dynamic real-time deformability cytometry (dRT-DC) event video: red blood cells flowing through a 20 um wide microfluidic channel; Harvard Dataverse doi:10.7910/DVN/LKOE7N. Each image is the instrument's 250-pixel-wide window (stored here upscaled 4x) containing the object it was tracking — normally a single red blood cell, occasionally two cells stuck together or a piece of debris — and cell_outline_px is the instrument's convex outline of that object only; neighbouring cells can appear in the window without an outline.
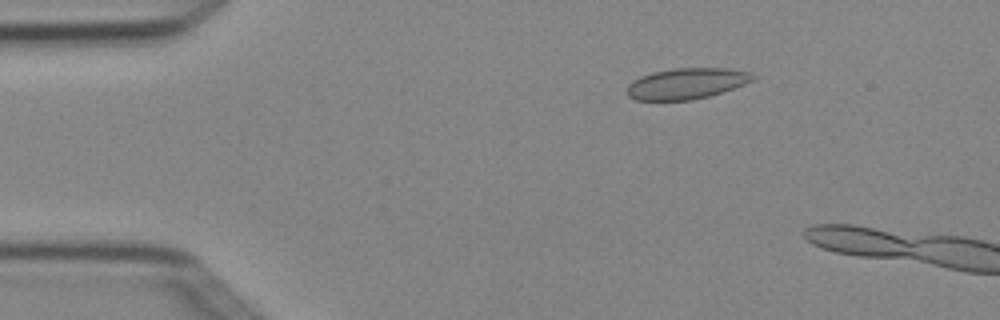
{"species": "Egyptian fruit bat (a non-hibernating species)", "species_latin": "Rousettus aegyptiacus", "temperature_condition": "cold", "stored_images_in_passage": 4, "camera_frame_rate_fps": 3000, "um_per_image_px": 0.085, "animal": {"sex": "female"}, "frame": {"image": 1, "passage_image": 3, "time_ms": 0.667, "image_size_px": [1000, 320], "cell_outline_px": [[756, 76], [752, 80], [744, 84], [708, 96], [692, 100], [636, 100], [628, 96], [624, 92], [628, 84], [632, 80], [640, 76], [652, 72], [672, 68], [728, 68], [748, 72]], "centroid_in_image_um": [58.27, 7.1], "position_along_channel_um": 26.7, "area_um2": 22.72}}